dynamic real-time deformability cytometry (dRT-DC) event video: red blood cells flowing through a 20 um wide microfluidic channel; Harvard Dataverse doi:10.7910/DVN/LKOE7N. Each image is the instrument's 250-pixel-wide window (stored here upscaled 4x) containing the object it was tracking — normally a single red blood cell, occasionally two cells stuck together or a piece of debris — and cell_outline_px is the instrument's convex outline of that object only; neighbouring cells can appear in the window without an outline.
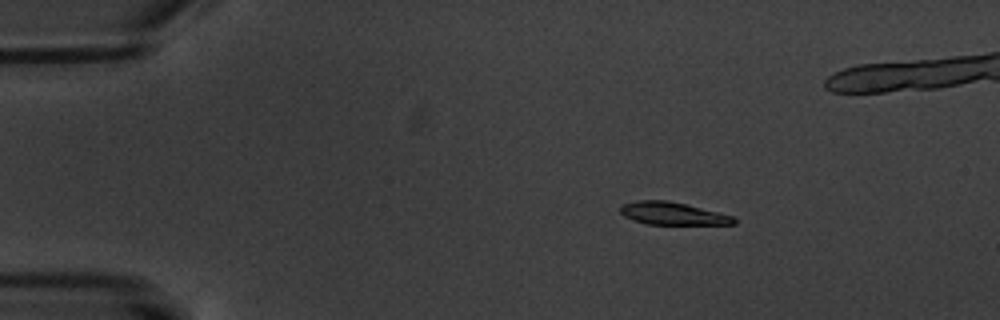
{"species": "common noctule bat (a hibernating species)", "species_latin": "Nyctalus noctula", "temperature_condition": "warm", "stored_images_in_passage": 17, "camera_frame_rate_fps": 3000, "um_per_image_px": 0.085, "animal": {"sex": "male", "body_mass_g": 20.1, "forearm_length_mm": 53.5}, "frame": {"image": 1, "passage_image": 3, "time_ms": 3.0, "image_size_px": [1000, 320], "cell_outline_px": [[736, 224], [648, 224], [632, 220], [624, 216], [620, 212], [620, 204], [636, 200], [668, 200], [732, 216], [736, 220]], "centroid_in_image_um": [57.09, 18.14], "position_along_channel_um": 27.9, "area_um2": 14.8}}
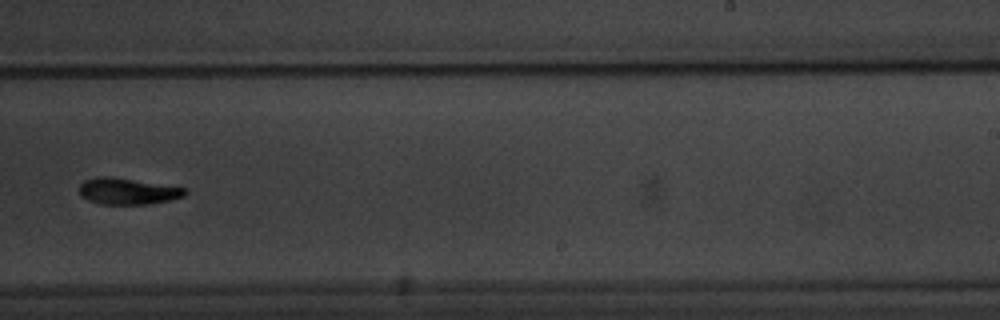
{"frame": {"image": 2, "passage_image": 10, "time_ms": 12.333, "image_size_px": [1000, 320], "cell_outline_px": [[188, 192], [184, 196], [168, 200], [148, 204], [100, 204], [88, 200], [80, 196], [80, 184], [84, 180], [96, 176], [112, 176], [188, 188]], "centroid_in_image_um": [10.84, 16.24], "position_along_channel_um": 278.2, "area_um2": 16.42}}
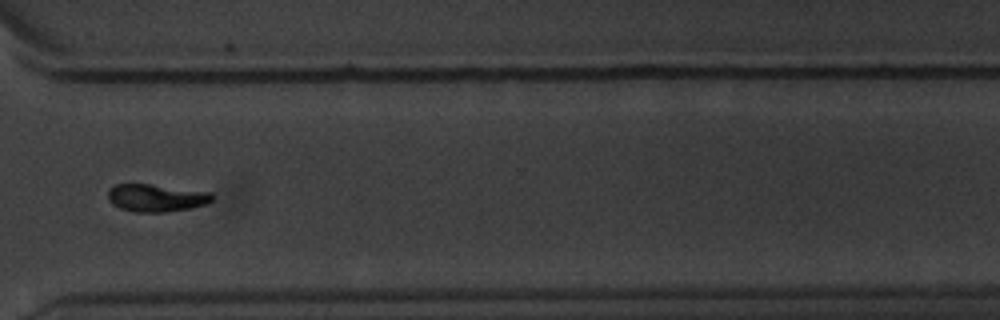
{"frame": {"image": 3, "passage_image": 12, "time_ms": 14.667, "image_size_px": [1000, 320], "cell_outline_px": [[212, 200], [204, 204], [192, 208], [168, 212], [132, 212], [120, 208], [112, 204], [108, 200], [108, 192], [116, 184], [148, 184], [208, 192], [212, 196]], "centroid_in_image_um": [13.23, 16.84], "position_along_channel_um": 357.4, "area_um2": 16.53}, "authors_computed_cell_mechanics": {"area_um2": 16.4152, "velocity_mm_per_s": 3.3949, "shape_relaxation_time_tau1_ms": 3.3082, "shape_relaxation_time_tau2_ms": 2.3494, "deformation_change_tau1": 0.1061, "deformation_change_tau2": 0.0582}}